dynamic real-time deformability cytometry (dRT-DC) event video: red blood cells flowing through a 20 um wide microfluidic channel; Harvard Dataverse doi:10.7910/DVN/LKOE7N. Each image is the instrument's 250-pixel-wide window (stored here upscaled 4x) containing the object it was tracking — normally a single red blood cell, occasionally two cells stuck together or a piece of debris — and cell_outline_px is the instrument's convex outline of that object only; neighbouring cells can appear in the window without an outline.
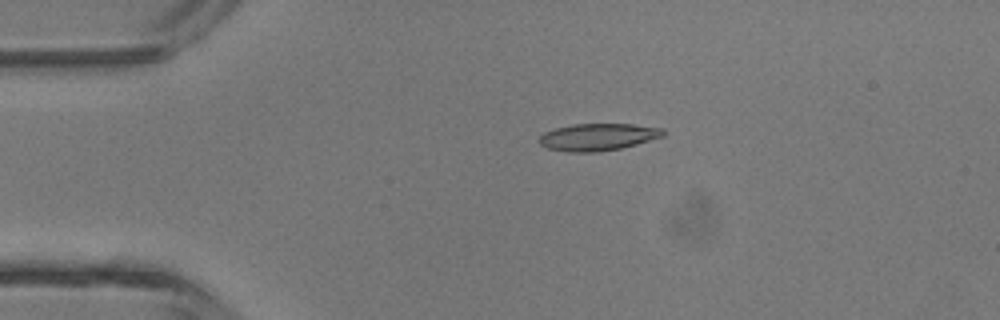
{"species": "common noctule bat (a hibernating species)", "species_latin": "Nyctalus noctula", "temperature_condition": "room temperature", "stored_images_in_passage": 4, "camera_frame_rate_fps": 3000, "um_per_image_px": 0.085, "animal": {"sex": "male", "body_mass_g": 13.3}, "frame": {"image": 1, "passage_image": 3, "time_ms": 2.333, "image_size_px": [1000, 320], "cell_outline_px": [[664, 136], [636, 144], [620, 148], [600, 152], [568, 152], [548, 148], [540, 144], [540, 136], [544, 132], [556, 128], [572, 124], [632, 124], [664, 128]], "centroid_in_image_um": [50.83, 11.64], "position_along_channel_um": 34.2, "area_um2": 19.54}}